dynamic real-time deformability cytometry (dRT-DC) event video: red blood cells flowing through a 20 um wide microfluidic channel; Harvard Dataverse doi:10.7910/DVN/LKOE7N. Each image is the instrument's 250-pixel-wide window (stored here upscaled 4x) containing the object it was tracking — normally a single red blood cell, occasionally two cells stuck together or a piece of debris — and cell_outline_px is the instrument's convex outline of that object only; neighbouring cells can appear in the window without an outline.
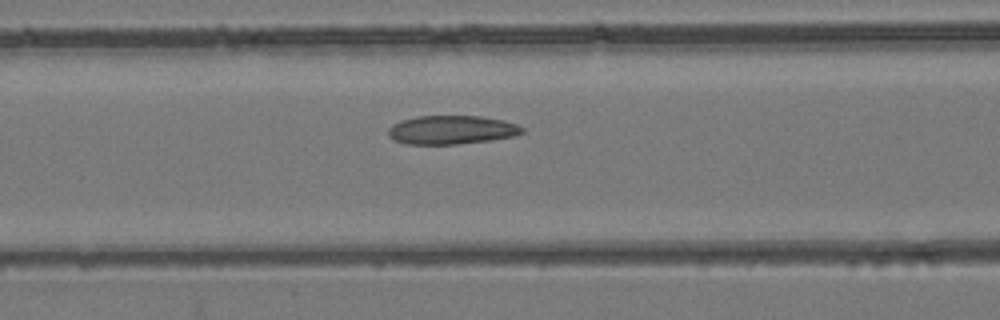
{"species": "common noctule bat (a hibernating species)", "species_latin": "Nyctalus noctula", "temperature_condition": "room temperature", "stored_images_in_passage": 34, "camera_frame_rate_fps": 3000, "um_per_image_px": 0.085, "animal": {"sex": "female", "body_mass_g": 24.6, "forearm_length_mm": 56.2}, "frame": {"image": 1, "passage_image": 6, "time_ms": 1.667, "image_size_px": [1000, 320], "cell_outline_px": [[524, 132], [512, 136], [492, 140], [456, 144], [404, 144], [388, 136], [388, 128], [392, 124], [400, 120], [416, 116], [480, 116], [504, 120], [516, 124], [524, 128]], "centroid_in_image_um": [38.36, 11.03], "position_along_channel_um": 128.2, "area_um2": 22.48}}
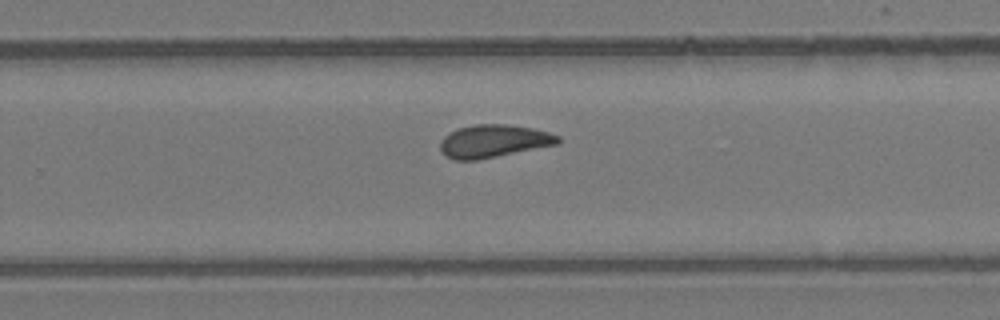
{"frame": {"image": 2, "passage_image": 17, "time_ms": 5.333, "image_size_px": [1000, 320], "cell_outline_px": [[560, 144], [476, 160], [456, 160], [448, 156], [440, 148], [440, 140], [444, 136], [460, 128], [476, 124], [504, 124], [532, 128], [548, 132], [560, 136]], "centroid_in_image_um": [42.0, 11.99], "position_along_channel_um": 287.8, "area_um2": 22.25}}
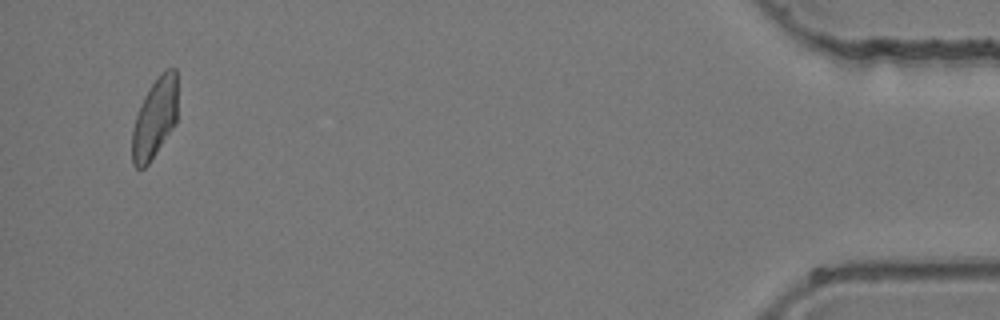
{"frame": {"image": 3, "passage_image": 32, "time_ms": 10.333, "image_size_px": [1000, 320], "cell_outline_px": [[176, 124], [148, 164], [144, 168], [136, 168], [132, 164], [132, 128], [136, 116], [144, 96], [148, 88], [160, 72], [168, 68], [176, 68]], "centroid_in_image_um": [13.14, 10.04], "position_along_channel_um": 422.1, "area_um2": 21.21}}